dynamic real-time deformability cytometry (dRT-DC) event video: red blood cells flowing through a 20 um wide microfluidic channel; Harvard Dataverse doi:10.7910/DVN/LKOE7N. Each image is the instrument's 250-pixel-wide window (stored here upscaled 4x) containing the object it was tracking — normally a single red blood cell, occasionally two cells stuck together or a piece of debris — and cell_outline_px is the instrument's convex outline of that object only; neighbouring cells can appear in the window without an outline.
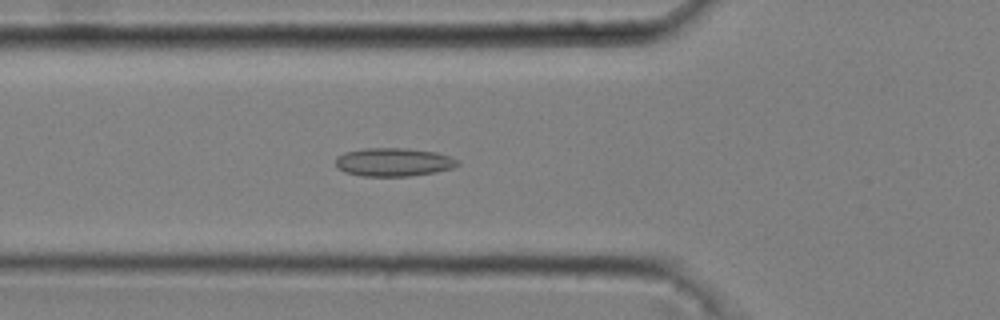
{"species": "common noctule bat (a hibernating species)", "species_latin": "Nyctalus noctula", "temperature_condition": "cold", "stored_images_in_passage": 41, "camera_frame_rate_fps": 3000, "um_per_image_px": 0.085, "animal": {"sex": "male", "body_mass_g": 20.4}, "frame": {"image": 1, "passage_image": 9, "time_ms": 2.667, "image_size_px": [1000, 320], "cell_outline_px": [[460, 164], [452, 168], [436, 172], [408, 176], [360, 176], [344, 172], [336, 168], [336, 156], [344, 152], [364, 148], [408, 148], [436, 152], [460, 160]], "centroid_in_image_um": [33.43, 13.78], "position_along_channel_um": 92.4, "area_um2": 20.4}}
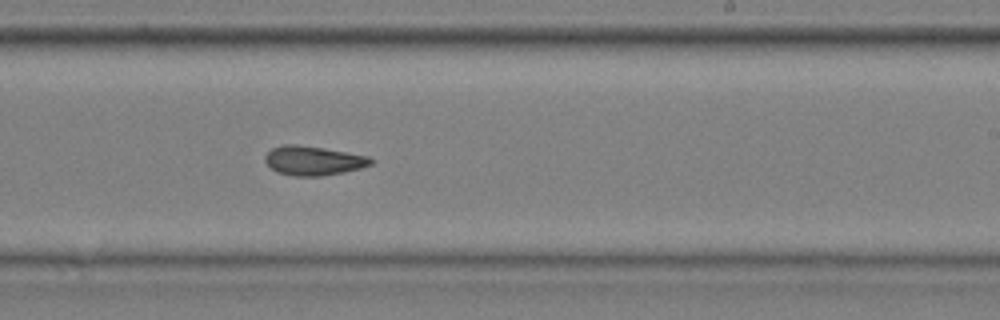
{"frame": {"image": 2, "passage_image": 23, "time_ms": 7.333, "image_size_px": [1000, 320], "cell_outline_px": [[376, 160], [372, 164], [360, 168], [344, 172], [320, 176], [292, 176], [276, 172], [264, 160], [264, 156], [272, 148], [284, 144], [292, 144], [324, 148], [368, 156]], "centroid_in_image_um": [26.64, 13.66], "position_along_channel_um": 262.4, "area_um2": 18.03}}
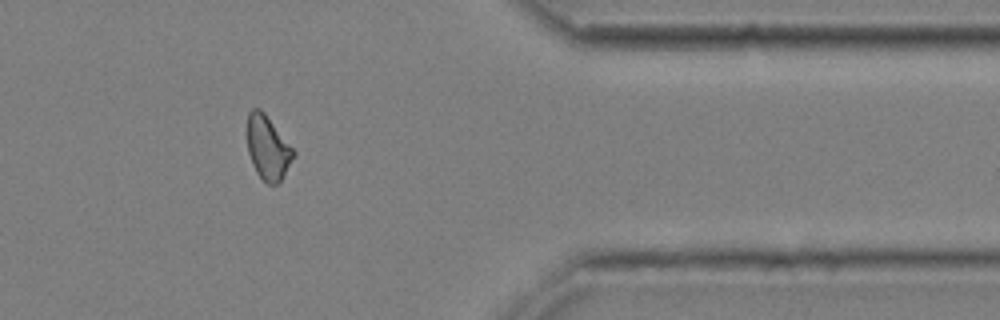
{"frame": {"image": 3, "passage_image": 35, "time_ms": 11.333, "image_size_px": [1000, 320], "cell_outline_px": [[296, 156], [284, 176], [276, 184], [268, 184], [256, 172], [252, 164], [248, 152], [248, 112], [252, 108], [260, 108], [264, 112], [296, 152]], "centroid_in_image_um": [22.78, 12.56], "position_along_channel_um": 388.6, "area_um2": 17.17}, "authors_computed_cell_mechanics": {"area_um2": 18.0336, "velocity_mm_per_s": 3.6423, "shape_relaxation_time_tau1_ms": null, "shape_relaxation_time_tau2_ms": 5.4713, "deformation_change_tau1": null, "deformation_change_tau2": 0.1178}}